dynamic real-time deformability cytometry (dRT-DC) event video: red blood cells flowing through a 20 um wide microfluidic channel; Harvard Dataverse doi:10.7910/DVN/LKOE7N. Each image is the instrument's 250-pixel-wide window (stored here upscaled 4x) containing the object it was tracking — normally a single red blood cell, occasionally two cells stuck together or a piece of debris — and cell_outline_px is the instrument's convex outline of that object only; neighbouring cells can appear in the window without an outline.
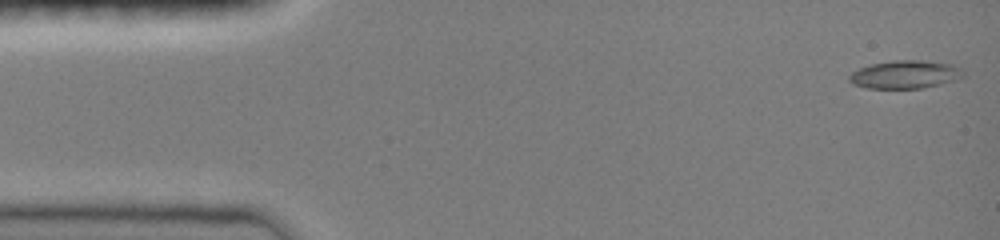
{"species": "common noctule bat (a hibernating species)", "species_latin": "Nyctalus noctula", "temperature_condition": "room temperature", "stored_images_in_passage": 51, "camera_frame_rate_fps": 3000, "um_per_image_px": 0.085, "animal": {"sex": "female", "body_mass_g": 19.0, "forearm_length_mm": 51.5}, "frame": {"image": 1, "passage_image": 1, "time_ms": 0.0, "image_size_px": [1000, 240], "cell_outline_px": [[964, 76], [956, 80], [940, 84], [920, 88], [868, 88], [852, 84], [848, 80], [848, 76], [852, 72], [860, 68], [872, 64], [892, 60], [924, 60], [952, 64], [960, 68], [964, 72]], "centroid_in_image_um": [76.94, 6.32], "position_along_channel_um": 8.1, "area_um2": 18.67}}
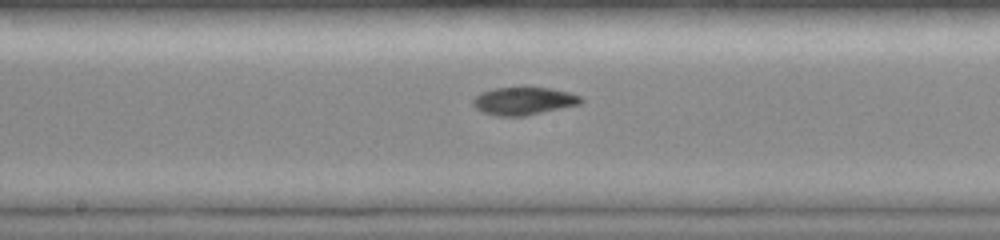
{"frame": {"image": 2, "passage_image": 19, "time_ms": 7.667, "image_size_px": [1000, 240], "cell_outline_px": [[584, 100], [580, 104], [524, 116], [496, 116], [480, 112], [472, 104], [472, 100], [480, 92], [492, 88], [552, 88], [568, 92], [580, 96]], "centroid_in_image_um": [44.47, 8.59], "position_along_channel_um": 203.7, "area_um2": 17.46}}
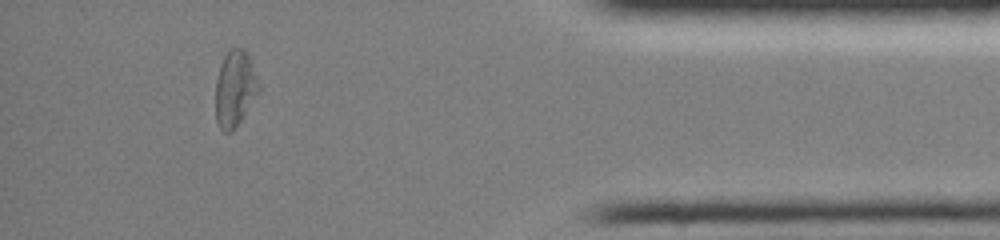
{"frame": {"image": 3, "passage_image": 43, "time_ms": 13.667, "image_size_px": [1000, 240], "cell_outline_px": [[260, 92], [236, 128], [232, 132], [224, 132], [220, 128], [216, 120], [216, 80], [220, 64], [224, 56], [232, 48], [244, 48], [248, 56], [260, 84]], "centroid_in_image_um": [19.98, 7.56], "position_along_channel_um": 415.2, "area_um2": 19.25}, "authors_computed_cell_mechanics": {"area_um2": 17.5712, "velocity_mm_per_s": 4.0688, "shape_relaxation_time_tau1_ms": null, "shape_relaxation_time_tau2_ms": 6.2803, "deformation_change_tau1": null, "deformation_change_tau2": 0.1108}}